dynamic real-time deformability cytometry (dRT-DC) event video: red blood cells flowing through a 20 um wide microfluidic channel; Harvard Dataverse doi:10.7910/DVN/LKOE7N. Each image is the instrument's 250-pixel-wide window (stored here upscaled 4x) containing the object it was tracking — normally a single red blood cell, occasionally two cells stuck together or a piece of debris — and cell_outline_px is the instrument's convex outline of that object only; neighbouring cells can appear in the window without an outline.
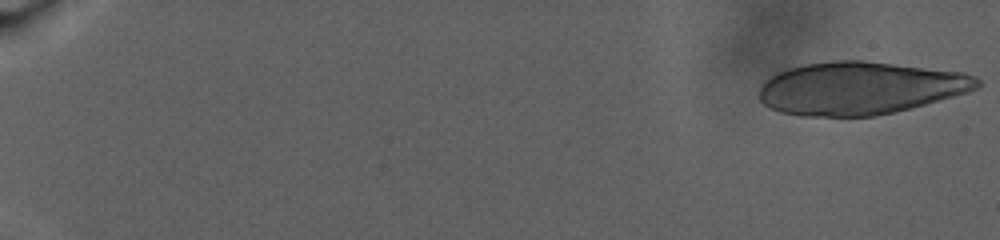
{"species": "human", "species_latin": "Homo sapiens", "temperature_condition": "warm", "stored_images_in_passage": 37, "camera_frame_rate_fps": 3000, "um_per_image_px": 0.085, "donor": {"sex": "male"}, "frame": {"image": 1, "passage_image": 1, "time_ms": 0.0, "image_size_px": [1000, 240], "cell_outline_px": [[980, 84], [976, 88], [968, 92], [924, 104], [876, 116], [800, 116], [780, 112], [764, 104], [760, 100], [760, 88], [764, 80], [788, 68], [804, 64], [832, 60], [864, 60], [964, 72], [980, 80]], "centroid_in_image_um": [73.08, 7.48], "position_along_channel_um": 11.9, "area_um2": 66.82}}
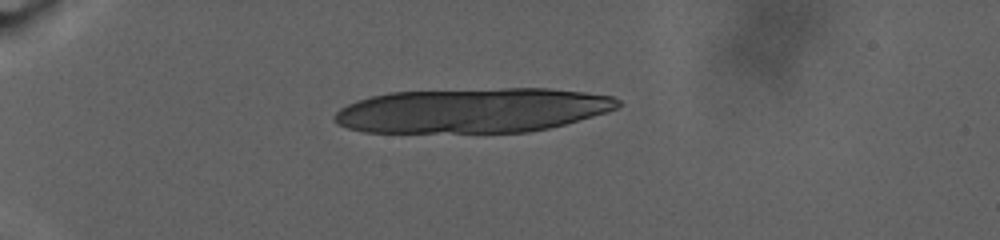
{"frame": {"image": 2, "passage_image": 25, "time_ms": 8.0, "image_size_px": [1000, 240], "cell_outline_px": [[620, 104], [616, 108], [608, 112], [564, 124], [548, 128], [528, 132], [364, 132], [348, 128], [336, 124], [332, 120], [332, 116], [340, 108], [356, 100], [388, 92], [504, 88], [548, 88], [584, 92], [612, 96], [620, 100]], "centroid_in_image_um": [40.13, 9.38], "position_along_channel_um": 44.9, "area_um2": 73.98}}